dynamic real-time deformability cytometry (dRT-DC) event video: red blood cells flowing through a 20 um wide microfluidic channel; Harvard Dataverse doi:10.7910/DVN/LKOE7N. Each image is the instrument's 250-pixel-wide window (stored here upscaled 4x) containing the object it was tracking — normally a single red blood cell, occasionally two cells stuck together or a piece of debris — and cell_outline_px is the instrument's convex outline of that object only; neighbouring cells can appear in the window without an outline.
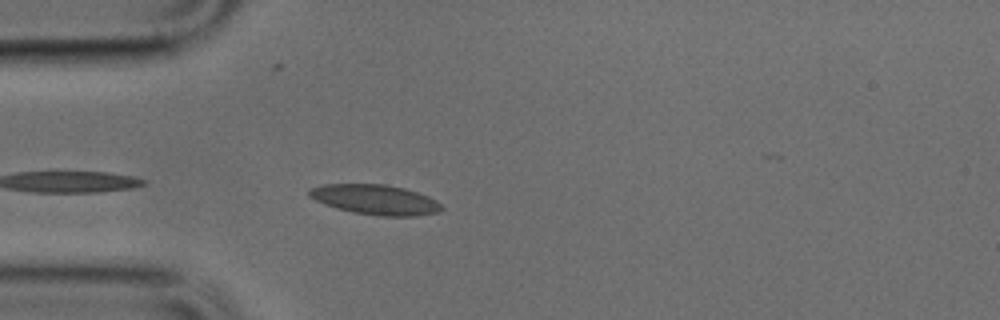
{"species": "common noctule bat (a hibernating species)", "species_latin": "Nyctalus noctula", "temperature_condition": "cold", "stored_images_in_passage": 9, "camera_frame_rate_fps": 3000, "um_per_image_px": 0.085, "animal": {"sex": "male", "body_mass_g": 17.9, "forearm_length_mm": 54.2}, "frame": {"image": 1, "passage_image": 2, "time_ms": 0.333, "image_size_px": [1000, 320], "cell_outline_px": [[444, 208], [440, 212], [416, 216], [380, 216], [352, 212], [336, 208], [324, 204], [308, 196], [308, 188], [324, 184], [384, 184], [404, 188], [428, 196], [436, 200]], "centroid_in_image_um": [31.89, 16.97], "position_along_channel_um": 53.1, "area_um2": 23.24}}